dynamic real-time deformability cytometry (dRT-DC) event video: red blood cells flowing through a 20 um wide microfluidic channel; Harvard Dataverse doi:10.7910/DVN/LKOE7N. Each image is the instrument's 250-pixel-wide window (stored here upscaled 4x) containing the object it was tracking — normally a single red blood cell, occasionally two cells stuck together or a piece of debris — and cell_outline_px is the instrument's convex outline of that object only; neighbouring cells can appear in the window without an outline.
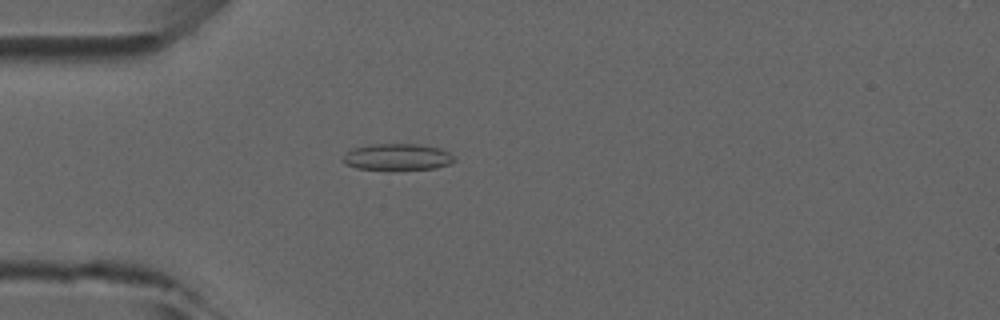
{"species": "common noctule bat (a hibernating species)", "species_latin": "Nyctalus noctula", "temperature_condition": "room temperature", "stored_images_in_passage": 49, "camera_frame_rate_fps": 3000, "um_per_image_px": 0.085, "animal": {"sex": "male", "forearm_length_mm": 52.5}, "frame": {"image": 1, "passage_image": 14, "time_ms": 4.333, "image_size_px": [1000, 320], "cell_outline_px": [[456, 160], [448, 164], [436, 168], [356, 168], [344, 164], [340, 160], [352, 148], [372, 144], [420, 144], [440, 148], [456, 156]], "centroid_in_image_um": [33.79, 13.31], "position_along_channel_um": 51.2, "area_um2": 16.88}}
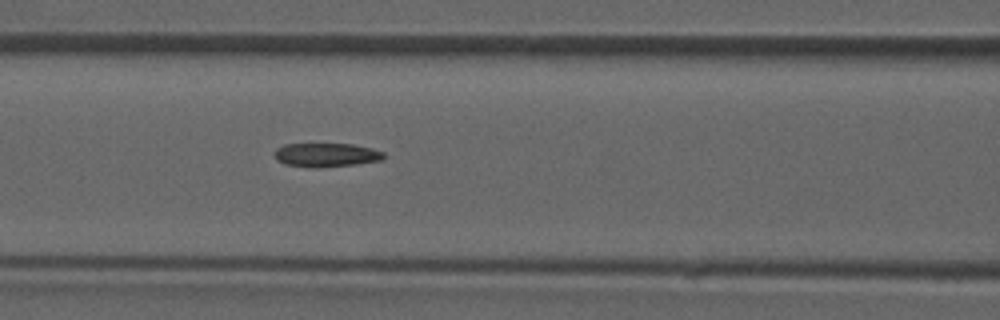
{"frame": {"image": 2, "passage_image": 21, "time_ms": 6.667, "image_size_px": [1000, 320], "cell_outline_px": [[384, 156], [380, 160], [356, 164], [316, 168], [312, 168], [284, 164], [276, 160], [276, 148], [284, 144], [352, 144], [372, 148], [384, 152]], "centroid_in_image_um": [27.71, 13.17], "position_along_channel_um": 138.9, "area_um2": 15.14}}
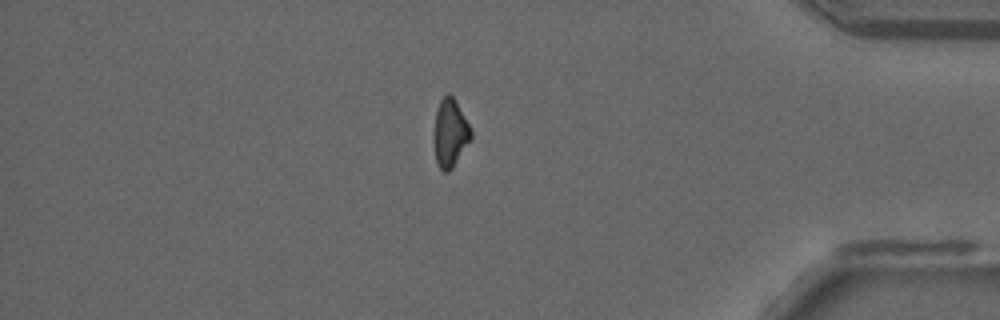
{"frame": {"image": 3, "passage_image": 42, "time_ms": 13.667, "image_size_px": [1000, 320], "cell_outline_px": [[472, 140], [452, 168], [448, 172], [444, 172], [440, 168], [436, 160], [432, 140], [436, 112], [440, 100], [448, 92], [452, 96], [472, 128]], "centroid_in_image_um": [38.26, 11.33], "position_along_channel_um": 396.9, "area_um2": 14.97}}